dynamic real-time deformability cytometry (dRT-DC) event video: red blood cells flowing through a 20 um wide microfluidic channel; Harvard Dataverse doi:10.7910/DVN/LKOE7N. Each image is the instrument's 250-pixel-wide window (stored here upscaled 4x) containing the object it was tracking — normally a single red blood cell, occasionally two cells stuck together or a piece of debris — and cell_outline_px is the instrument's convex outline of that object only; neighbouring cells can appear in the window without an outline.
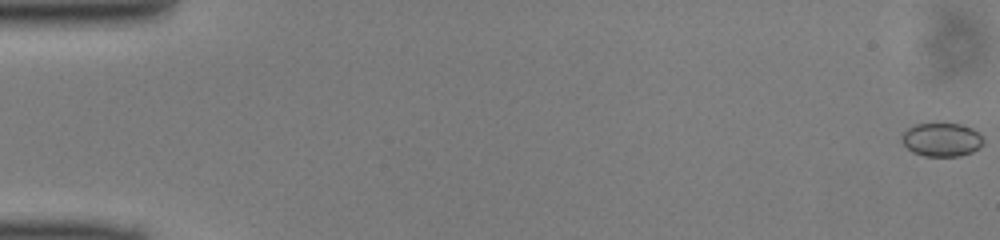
{"species": "common noctule bat (a hibernating species)", "species_latin": "Nyctalus noctula", "temperature_condition": "cold", "stored_images_in_passage": 50, "camera_frame_rate_fps": 3000, "um_per_image_px": 0.085, "animal": {"sex": "male", "body_mass_g": 13.0, "forearm_length_mm": 53.1}, "frame": {"image": 1, "passage_image": 1, "time_ms": 0.0, "image_size_px": [1000, 240], "cell_outline_px": [[984, 140], [980, 148], [972, 152], [960, 156], [924, 156], [912, 152], [900, 140], [900, 136], [908, 128], [916, 124], [940, 120], [960, 124], [972, 128]], "centroid_in_image_um": [80.01, 11.83], "position_along_channel_um": 5.0, "area_um2": 16.53}}
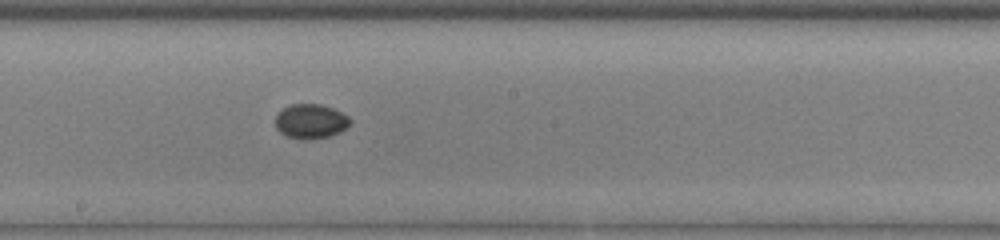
{"frame": {"image": 2, "passage_image": 28, "time_ms": 9.0, "image_size_px": [1000, 240], "cell_outline_px": [[352, 120], [340, 132], [328, 136], [304, 140], [300, 140], [288, 136], [280, 132], [276, 128], [276, 116], [284, 108], [292, 104], [320, 104], [332, 108], [348, 116]], "centroid_in_image_um": [26.4, 10.31], "position_along_channel_um": 221.8, "area_um2": 14.8}}
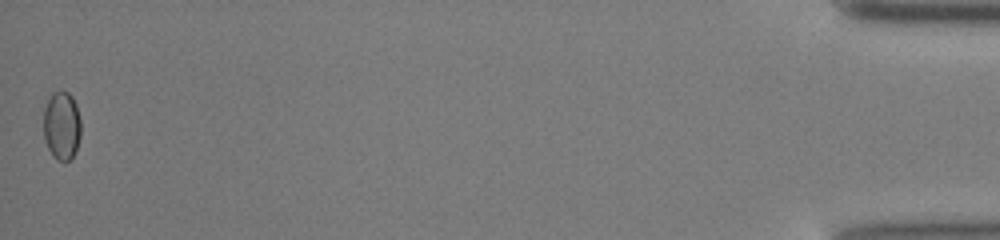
{"frame": {"image": 3, "passage_image": 50, "time_ms": 16.333, "image_size_px": [1000, 240], "cell_outline_px": [[80, 136], [76, 152], [64, 164], [56, 160], [52, 156], [48, 148], [44, 136], [44, 108], [52, 92], [68, 92], [72, 96], [76, 104], [80, 120]], "centroid_in_image_um": [5.25, 10.72], "position_along_channel_um": 430.0, "area_um2": 15.03}}